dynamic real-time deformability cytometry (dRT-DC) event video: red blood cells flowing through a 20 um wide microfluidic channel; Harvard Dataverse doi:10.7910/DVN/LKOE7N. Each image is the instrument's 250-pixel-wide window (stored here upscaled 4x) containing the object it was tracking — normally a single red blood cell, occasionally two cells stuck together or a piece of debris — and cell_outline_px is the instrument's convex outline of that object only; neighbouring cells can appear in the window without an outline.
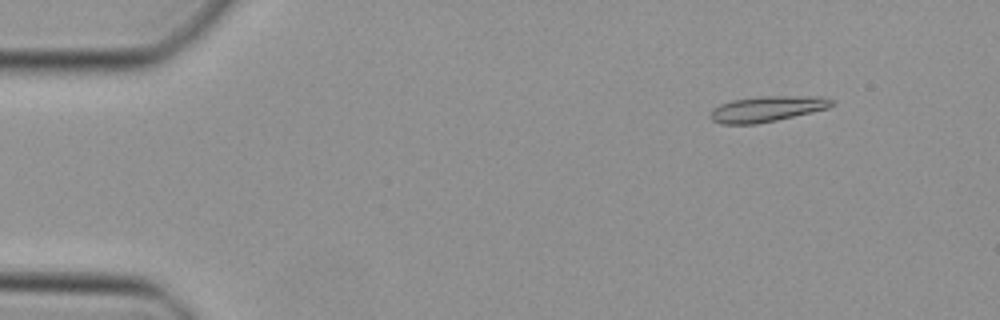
{"species": "Egyptian fruit bat (a non-hibernating species)", "species_latin": "Rousettus aegyptiacus", "temperature_condition": "cold", "stored_images_in_passage": 43, "camera_frame_rate_fps": 3000, "um_per_image_px": 0.085, "animal": {"sex": "female"}, "frame": {"image": 1, "passage_image": 1, "time_ms": 0.0, "image_size_px": [1000, 320], "cell_outline_px": [[836, 104], [828, 108], [812, 112], [776, 120], [756, 124], [720, 124], [712, 120], [708, 116], [712, 108], [720, 104], [732, 100], [760, 96], [820, 96], [836, 100]], "centroid_in_image_um": [65.2, 9.25], "position_along_channel_um": 19.8, "area_um2": 18.38}}
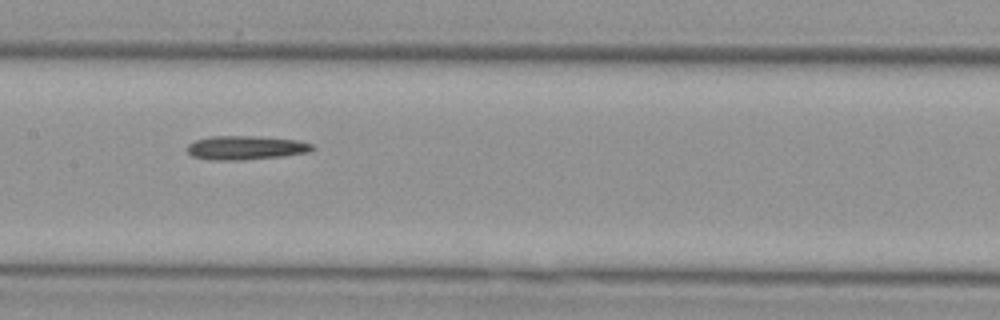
{"frame": {"image": 2, "passage_image": 19, "time_ms": 6.0, "image_size_px": [1000, 320], "cell_outline_px": [[316, 148], [308, 152], [284, 156], [240, 160], [212, 160], [192, 156], [188, 152], [188, 144], [196, 140], [212, 136], [256, 136], [296, 140], [312, 144]], "centroid_in_image_um": [20.9, 12.56], "position_along_channel_um": 186.5, "area_um2": 17.34}}
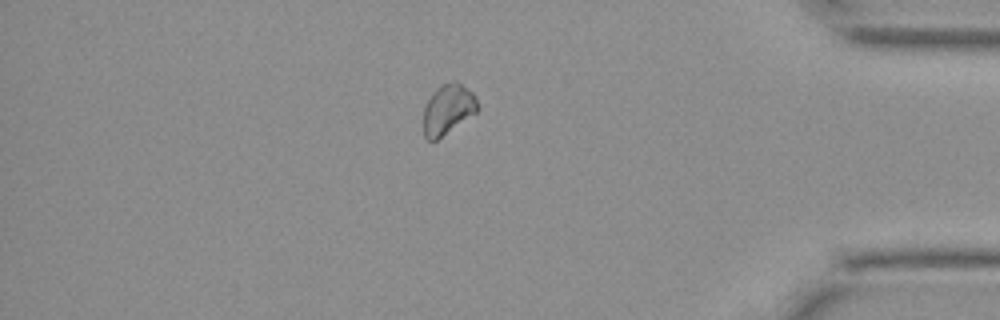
{"frame": {"image": 3, "passage_image": 36, "time_ms": 11.667, "image_size_px": [1000, 320], "cell_outline_px": [[480, 108], [476, 112], [436, 140], [428, 140], [424, 136], [424, 108], [432, 92], [440, 84], [452, 80], [456, 80], [472, 92]], "centroid_in_image_um": [38.07, 9.25], "position_along_channel_um": 397.1, "area_um2": 15.66}}